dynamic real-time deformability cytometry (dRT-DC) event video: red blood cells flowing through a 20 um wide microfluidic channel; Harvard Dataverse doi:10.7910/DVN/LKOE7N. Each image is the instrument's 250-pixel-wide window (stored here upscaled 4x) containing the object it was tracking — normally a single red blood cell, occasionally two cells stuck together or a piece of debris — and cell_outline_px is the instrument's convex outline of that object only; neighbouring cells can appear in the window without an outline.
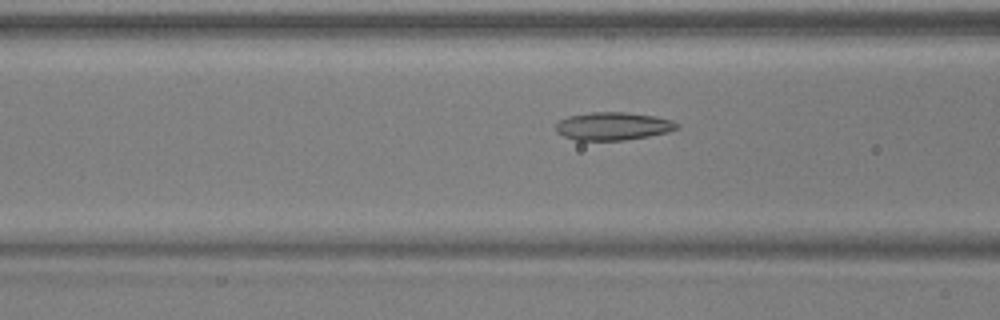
{"species": "common noctule bat (a hibernating species)", "species_latin": "Nyctalus noctula", "temperature_condition": "warm", "stored_images_in_passage": 50, "camera_frame_rate_fps": 3000, "um_per_image_px": 0.085, "animal": {"sex": "male", "body_mass_g": 17.9, "forearm_length_mm": 54.2}, "frame": {"image": 1, "passage_image": 19, "time_ms": 6.0, "image_size_px": [1000, 320], "cell_outline_px": [[680, 128], [668, 132], [648, 136], [624, 140], [576, 140], [564, 136], [556, 132], [556, 124], [560, 120], [568, 116], [592, 112], [628, 112], [656, 116], [672, 120], [680, 124]], "centroid_in_image_um": [52.14, 10.71], "position_along_channel_um": 114.5, "area_um2": 19.83}}
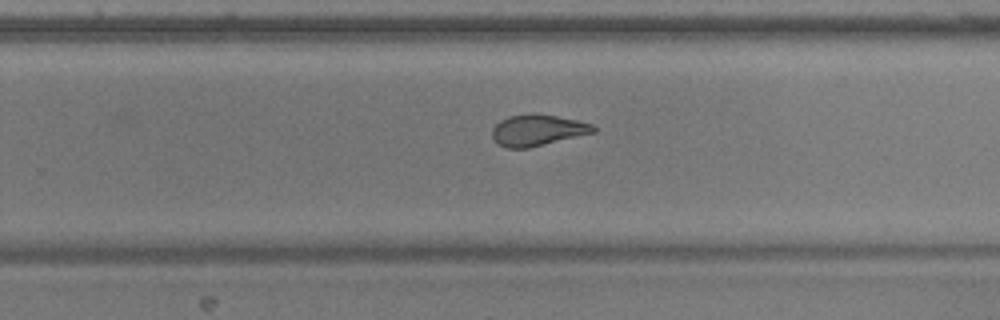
{"frame": {"image": 2, "passage_image": 32, "time_ms": 10.333, "image_size_px": [1000, 320], "cell_outline_px": [[596, 132], [528, 148], [504, 148], [496, 144], [492, 136], [492, 128], [500, 120], [508, 116], [532, 112], [556, 116], [576, 120], [592, 124], [596, 128]], "centroid_in_image_um": [45.65, 11.06], "position_along_channel_um": 284.2, "area_um2": 18.61}}
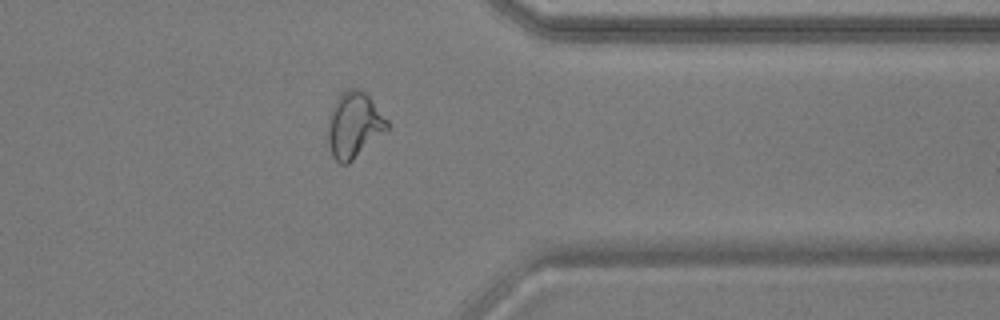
{"frame": {"image": 3, "passage_image": 40, "time_ms": 13.0, "image_size_px": [1000, 320], "cell_outline_px": [[388, 128], [348, 164], [340, 164], [332, 156], [328, 144], [328, 116], [336, 96], [344, 88], [364, 88], [388, 120]], "centroid_in_image_um": [30.07, 10.55], "position_along_channel_um": 381.3, "area_um2": 23.06}, "authors_computed_cell_mechanics": {"area_um2": 20.4323, "velocity_mm_per_s": 3.9239, "shape_relaxation_time_tau1_ms": 6.6755, "shape_relaxation_time_tau2_ms": 1.5394, "deformation_change_tau1": 0.1871, "deformation_change_tau2": 0.0745}}